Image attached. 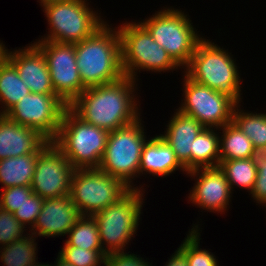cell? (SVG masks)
<instances>
[{
	"label": "cell",
	"mask_w": 266,
	"mask_h": 266,
	"mask_svg": "<svg viewBox=\"0 0 266 266\" xmlns=\"http://www.w3.org/2000/svg\"><path fill=\"white\" fill-rule=\"evenodd\" d=\"M33 44L45 57L55 94L69 106L86 89L76 64L75 44L46 40Z\"/></svg>",
	"instance_id": "8fae6325"
},
{
	"label": "cell",
	"mask_w": 266,
	"mask_h": 266,
	"mask_svg": "<svg viewBox=\"0 0 266 266\" xmlns=\"http://www.w3.org/2000/svg\"><path fill=\"white\" fill-rule=\"evenodd\" d=\"M217 130L219 129L205 127L195 138L193 150L190 152V171L218 167L220 137Z\"/></svg>",
	"instance_id": "603a6c76"
},
{
	"label": "cell",
	"mask_w": 266,
	"mask_h": 266,
	"mask_svg": "<svg viewBox=\"0 0 266 266\" xmlns=\"http://www.w3.org/2000/svg\"><path fill=\"white\" fill-rule=\"evenodd\" d=\"M50 143V141H47L36 153L0 160L2 189L14 186H31L37 157Z\"/></svg>",
	"instance_id": "44dd1931"
},
{
	"label": "cell",
	"mask_w": 266,
	"mask_h": 266,
	"mask_svg": "<svg viewBox=\"0 0 266 266\" xmlns=\"http://www.w3.org/2000/svg\"><path fill=\"white\" fill-rule=\"evenodd\" d=\"M117 29L121 39V67L125 76L138 81L136 76L140 70L161 73L181 68L140 22H126Z\"/></svg>",
	"instance_id": "8992f818"
},
{
	"label": "cell",
	"mask_w": 266,
	"mask_h": 266,
	"mask_svg": "<svg viewBox=\"0 0 266 266\" xmlns=\"http://www.w3.org/2000/svg\"><path fill=\"white\" fill-rule=\"evenodd\" d=\"M218 167L224 173L232 191L234 186H239L251 193L256 180L257 168L250 158L220 160Z\"/></svg>",
	"instance_id": "d4e9b609"
},
{
	"label": "cell",
	"mask_w": 266,
	"mask_h": 266,
	"mask_svg": "<svg viewBox=\"0 0 266 266\" xmlns=\"http://www.w3.org/2000/svg\"><path fill=\"white\" fill-rule=\"evenodd\" d=\"M250 159L256 164L257 174L251 197L266 207V146L254 148Z\"/></svg>",
	"instance_id": "4dcf8cb0"
},
{
	"label": "cell",
	"mask_w": 266,
	"mask_h": 266,
	"mask_svg": "<svg viewBox=\"0 0 266 266\" xmlns=\"http://www.w3.org/2000/svg\"><path fill=\"white\" fill-rule=\"evenodd\" d=\"M33 193L31 186H14L0 192V207L14 213Z\"/></svg>",
	"instance_id": "836d02e7"
},
{
	"label": "cell",
	"mask_w": 266,
	"mask_h": 266,
	"mask_svg": "<svg viewBox=\"0 0 266 266\" xmlns=\"http://www.w3.org/2000/svg\"><path fill=\"white\" fill-rule=\"evenodd\" d=\"M187 174L196 179L188 196L191 203L208 212L227 211L232 190L219 167L194 169Z\"/></svg>",
	"instance_id": "9a60e30c"
},
{
	"label": "cell",
	"mask_w": 266,
	"mask_h": 266,
	"mask_svg": "<svg viewBox=\"0 0 266 266\" xmlns=\"http://www.w3.org/2000/svg\"><path fill=\"white\" fill-rule=\"evenodd\" d=\"M164 8L140 23L154 41L167 51L172 60L184 69L203 38L182 10Z\"/></svg>",
	"instance_id": "52a82bcc"
},
{
	"label": "cell",
	"mask_w": 266,
	"mask_h": 266,
	"mask_svg": "<svg viewBox=\"0 0 266 266\" xmlns=\"http://www.w3.org/2000/svg\"><path fill=\"white\" fill-rule=\"evenodd\" d=\"M109 132L88 124L67 108L52 143L75 169L99 168Z\"/></svg>",
	"instance_id": "277c9868"
},
{
	"label": "cell",
	"mask_w": 266,
	"mask_h": 266,
	"mask_svg": "<svg viewBox=\"0 0 266 266\" xmlns=\"http://www.w3.org/2000/svg\"><path fill=\"white\" fill-rule=\"evenodd\" d=\"M43 202L44 199L33 192L14 212V217L24 226L30 225V229H32L42 209Z\"/></svg>",
	"instance_id": "d6a6232c"
},
{
	"label": "cell",
	"mask_w": 266,
	"mask_h": 266,
	"mask_svg": "<svg viewBox=\"0 0 266 266\" xmlns=\"http://www.w3.org/2000/svg\"><path fill=\"white\" fill-rule=\"evenodd\" d=\"M232 58L228 50L203 38L183 72L189 79L214 89L238 105L242 99L241 78Z\"/></svg>",
	"instance_id": "3957f363"
},
{
	"label": "cell",
	"mask_w": 266,
	"mask_h": 266,
	"mask_svg": "<svg viewBox=\"0 0 266 266\" xmlns=\"http://www.w3.org/2000/svg\"><path fill=\"white\" fill-rule=\"evenodd\" d=\"M30 266H49V264H42L41 262L39 263L38 261L36 262V263H34V264H32V265H30Z\"/></svg>",
	"instance_id": "f35d334b"
},
{
	"label": "cell",
	"mask_w": 266,
	"mask_h": 266,
	"mask_svg": "<svg viewBox=\"0 0 266 266\" xmlns=\"http://www.w3.org/2000/svg\"><path fill=\"white\" fill-rule=\"evenodd\" d=\"M136 80L128 76L86 88L68 108L81 120L107 132L127 126L140 118L136 101Z\"/></svg>",
	"instance_id": "6da1fadb"
},
{
	"label": "cell",
	"mask_w": 266,
	"mask_h": 266,
	"mask_svg": "<svg viewBox=\"0 0 266 266\" xmlns=\"http://www.w3.org/2000/svg\"><path fill=\"white\" fill-rule=\"evenodd\" d=\"M219 155L220 160L249 159L254 150L251 140L233 123L226 124L221 131Z\"/></svg>",
	"instance_id": "cb8c5ba5"
},
{
	"label": "cell",
	"mask_w": 266,
	"mask_h": 266,
	"mask_svg": "<svg viewBox=\"0 0 266 266\" xmlns=\"http://www.w3.org/2000/svg\"><path fill=\"white\" fill-rule=\"evenodd\" d=\"M115 28L106 22L93 35L75 44L76 64L85 88L114 82L124 76L121 39Z\"/></svg>",
	"instance_id": "7a4b0ae2"
},
{
	"label": "cell",
	"mask_w": 266,
	"mask_h": 266,
	"mask_svg": "<svg viewBox=\"0 0 266 266\" xmlns=\"http://www.w3.org/2000/svg\"><path fill=\"white\" fill-rule=\"evenodd\" d=\"M67 108L68 105L56 94L30 93L22 97L5 115L17 124L35 129L52 142Z\"/></svg>",
	"instance_id": "7c38bea8"
},
{
	"label": "cell",
	"mask_w": 266,
	"mask_h": 266,
	"mask_svg": "<svg viewBox=\"0 0 266 266\" xmlns=\"http://www.w3.org/2000/svg\"><path fill=\"white\" fill-rule=\"evenodd\" d=\"M164 266H188L186 257L177 249Z\"/></svg>",
	"instance_id": "d590c367"
},
{
	"label": "cell",
	"mask_w": 266,
	"mask_h": 266,
	"mask_svg": "<svg viewBox=\"0 0 266 266\" xmlns=\"http://www.w3.org/2000/svg\"><path fill=\"white\" fill-rule=\"evenodd\" d=\"M183 100L176 109L194 117L206 128H222L232 122L236 104L214 89L198 84L184 74Z\"/></svg>",
	"instance_id": "4fadbf2b"
},
{
	"label": "cell",
	"mask_w": 266,
	"mask_h": 266,
	"mask_svg": "<svg viewBox=\"0 0 266 266\" xmlns=\"http://www.w3.org/2000/svg\"><path fill=\"white\" fill-rule=\"evenodd\" d=\"M55 1H63V0H39L40 6H43L46 3L55 2Z\"/></svg>",
	"instance_id": "74e56055"
},
{
	"label": "cell",
	"mask_w": 266,
	"mask_h": 266,
	"mask_svg": "<svg viewBox=\"0 0 266 266\" xmlns=\"http://www.w3.org/2000/svg\"><path fill=\"white\" fill-rule=\"evenodd\" d=\"M74 170L68 159L51 142L37 157L31 189L43 199L70 195Z\"/></svg>",
	"instance_id": "5bb4252c"
},
{
	"label": "cell",
	"mask_w": 266,
	"mask_h": 266,
	"mask_svg": "<svg viewBox=\"0 0 266 266\" xmlns=\"http://www.w3.org/2000/svg\"><path fill=\"white\" fill-rule=\"evenodd\" d=\"M64 246L80 247L86 250H103L97 223L92 216H81L68 232Z\"/></svg>",
	"instance_id": "83f0119b"
},
{
	"label": "cell",
	"mask_w": 266,
	"mask_h": 266,
	"mask_svg": "<svg viewBox=\"0 0 266 266\" xmlns=\"http://www.w3.org/2000/svg\"><path fill=\"white\" fill-rule=\"evenodd\" d=\"M29 235V236H28ZM36 237L27 233L22 239H18L8 245L0 247V261L4 266H30L36 263L38 253Z\"/></svg>",
	"instance_id": "484cf974"
},
{
	"label": "cell",
	"mask_w": 266,
	"mask_h": 266,
	"mask_svg": "<svg viewBox=\"0 0 266 266\" xmlns=\"http://www.w3.org/2000/svg\"><path fill=\"white\" fill-rule=\"evenodd\" d=\"M25 228L14 217V213L0 207V245L5 246L27 236L24 231L28 229Z\"/></svg>",
	"instance_id": "1f68e13d"
},
{
	"label": "cell",
	"mask_w": 266,
	"mask_h": 266,
	"mask_svg": "<svg viewBox=\"0 0 266 266\" xmlns=\"http://www.w3.org/2000/svg\"><path fill=\"white\" fill-rule=\"evenodd\" d=\"M138 256V257H137ZM102 266H153L144 258L129 252L107 254Z\"/></svg>",
	"instance_id": "e575fe53"
},
{
	"label": "cell",
	"mask_w": 266,
	"mask_h": 266,
	"mask_svg": "<svg viewBox=\"0 0 266 266\" xmlns=\"http://www.w3.org/2000/svg\"><path fill=\"white\" fill-rule=\"evenodd\" d=\"M179 169L187 173L176 159L171 147L160 135L146 141L140 158L139 175L146 173L154 177H166Z\"/></svg>",
	"instance_id": "ffe728a7"
},
{
	"label": "cell",
	"mask_w": 266,
	"mask_h": 266,
	"mask_svg": "<svg viewBox=\"0 0 266 266\" xmlns=\"http://www.w3.org/2000/svg\"><path fill=\"white\" fill-rule=\"evenodd\" d=\"M3 55L2 53V48H1V44H0V57Z\"/></svg>",
	"instance_id": "ab89813d"
},
{
	"label": "cell",
	"mask_w": 266,
	"mask_h": 266,
	"mask_svg": "<svg viewBox=\"0 0 266 266\" xmlns=\"http://www.w3.org/2000/svg\"><path fill=\"white\" fill-rule=\"evenodd\" d=\"M130 188L99 168L75 169L70 196L82 216H93L116 202Z\"/></svg>",
	"instance_id": "30bf717a"
},
{
	"label": "cell",
	"mask_w": 266,
	"mask_h": 266,
	"mask_svg": "<svg viewBox=\"0 0 266 266\" xmlns=\"http://www.w3.org/2000/svg\"><path fill=\"white\" fill-rule=\"evenodd\" d=\"M58 255L74 266H101L107 256L103 250H86L74 246H63Z\"/></svg>",
	"instance_id": "f546056e"
},
{
	"label": "cell",
	"mask_w": 266,
	"mask_h": 266,
	"mask_svg": "<svg viewBox=\"0 0 266 266\" xmlns=\"http://www.w3.org/2000/svg\"><path fill=\"white\" fill-rule=\"evenodd\" d=\"M129 189L116 202L95 213L100 242L106 254L124 252L134 238L144 203L143 188ZM143 197V198H142Z\"/></svg>",
	"instance_id": "5b68a950"
},
{
	"label": "cell",
	"mask_w": 266,
	"mask_h": 266,
	"mask_svg": "<svg viewBox=\"0 0 266 266\" xmlns=\"http://www.w3.org/2000/svg\"><path fill=\"white\" fill-rule=\"evenodd\" d=\"M28 86L19 77L15 66L4 56L0 57V115H5L22 97L30 94Z\"/></svg>",
	"instance_id": "7402d4cb"
},
{
	"label": "cell",
	"mask_w": 266,
	"mask_h": 266,
	"mask_svg": "<svg viewBox=\"0 0 266 266\" xmlns=\"http://www.w3.org/2000/svg\"><path fill=\"white\" fill-rule=\"evenodd\" d=\"M47 141L35 129L0 115V160L36 153Z\"/></svg>",
	"instance_id": "ac0fdd59"
},
{
	"label": "cell",
	"mask_w": 266,
	"mask_h": 266,
	"mask_svg": "<svg viewBox=\"0 0 266 266\" xmlns=\"http://www.w3.org/2000/svg\"><path fill=\"white\" fill-rule=\"evenodd\" d=\"M0 44L3 55L15 66L31 93L55 94L45 57L33 43L13 51L7 49L1 40Z\"/></svg>",
	"instance_id": "2e32d148"
},
{
	"label": "cell",
	"mask_w": 266,
	"mask_h": 266,
	"mask_svg": "<svg viewBox=\"0 0 266 266\" xmlns=\"http://www.w3.org/2000/svg\"><path fill=\"white\" fill-rule=\"evenodd\" d=\"M55 264H49V266H74L66 261H64L59 255L57 256L56 261L54 262Z\"/></svg>",
	"instance_id": "8d00e7d4"
},
{
	"label": "cell",
	"mask_w": 266,
	"mask_h": 266,
	"mask_svg": "<svg viewBox=\"0 0 266 266\" xmlns=\"http://www.w3.org/2000/svg\"><path fill=\"white\" fill-rule=\"evenodd\" d=\"M170 119L165 133L160 136L171 147L186 172H189L190 152L193 150L194 140L205 127L194 117L179 110L174 112Z\"/></svg>",
	"instance_id": "d6986e66"
},
{
	"label": "cell",
	"mask_w": 266,
	"mask_h": 266,
	"mask_svg": "<svg viewBox=\"0 0 266 266\" xmlns=\"http://www.w3.org/2000/svg\"><path fill=\"white\" fill-rule=\"evenodd\" d=\"M81 216L70 195L44 199L36 223L29 230L36 237L64 236L68 234Z\"/></svg>",
	"instance_id": "e0dca14e"
},
{
	"label": "cell",
	"mask_w": 266,
	"mask_h": 266,
	"mask_svg": "<svg viewBox=\"0 0 266 266\" xmlns=\"http://www.w3.org/2000/svg\"><path fill=\"white\" fill-rule=\"evenodd\" d=\"M240 106L234 107L232 122L251 140L254 148L266 146V113L244 112Z\"/></svg>",
	"instance_id": "4316f807"
},
{
	"label": "cell",
	"mask_w": 266,
	"mask_h": 266,
	"mask_svg": "<svg viewBox=\"0 0 266 266\" xmlns=\"http://www.w3.org/2000/svg\"><path fill=\"white\" fill-rule=\"evenodd\" d=\"M141 121L139 118L127 126L109 132L99 166L104 173L120 179L130 189L138 188L133 185V180L139 176L142 149L147 141Z\"/></svg>",
	"instance_id": "9c48e42d"
},
{
	"label": "cell",
	"mask_w": 266,
	"mask_h": 266,
	"mask_svg": "<svg viewBox=\"0 0 266 266\" xmlns=\"http://www.w3.org/2000/svg\"><path fill=\"white\" fill-rule=\"evenodd\" d=\"M43 11L50 28L42 39L76 44L93 35L106 21L89 7L87 0H63L46 3Z\"/></svg>",
	"instance_id": "ba28073f"
},
{
	"label": "cell",
	"mask_w": 266,
	"mask_h": 266,
	"mask_svg": "<svg viewBox=\"0 0 266 266\" xmlns=\"http://www.w3.org/2000/svg\"><path fill=\"white\" fill-rule=\"evenodd\" d=\"M182 244L177 248L185 257L188 266H219L213 253L201 249L199 225L192 226Z\"/></svg>",
	"instance_id": "f1b7e54d"
}]
</instances>
